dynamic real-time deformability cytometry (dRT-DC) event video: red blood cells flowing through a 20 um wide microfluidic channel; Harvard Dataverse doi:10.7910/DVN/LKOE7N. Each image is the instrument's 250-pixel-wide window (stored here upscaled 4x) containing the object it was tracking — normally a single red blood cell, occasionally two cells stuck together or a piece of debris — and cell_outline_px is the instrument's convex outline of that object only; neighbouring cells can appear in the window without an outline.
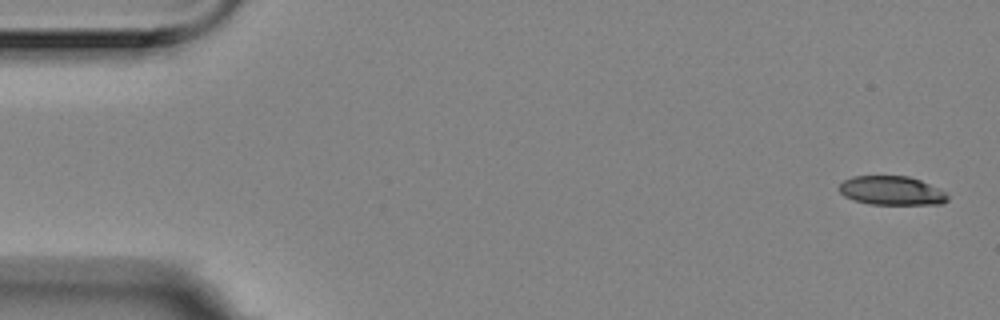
{"species": "Egyptian fruit bat (a non-hibernating species)", "species_latin": "Rousettus aegyptiacus", "temperature_condition": "room temperature", "stored_images_in_passage": 5, "camera_frame_rate_fps": 3000, "um_per_image_px": 0.085, "animal": {"sex": "female"}, "frame": {"image": 1, "passage_image": 1, "time_ms": 0.0, "image_size_px": [1000, 320], "cell_outline_px": [[948, 200], [944, 204], [868, 204], [852, 200], [844, 196], [836, 188], [844, 180], [852, 176], [908, 176], [920, 180], [944, 192], [948, 196]], "centroid_in_image_um": [75.73, 16.21], "position_along_channel_um": 9.3, "area_um2": 18.32}}
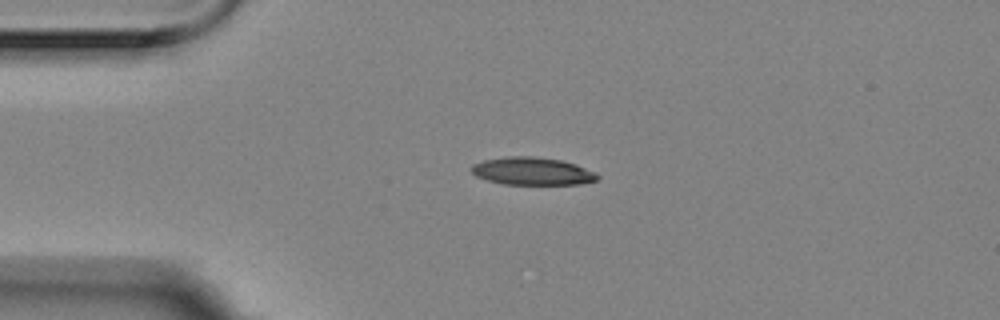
{"frame": {"image": 2, "passage_image": 4, "time_ms": 1.0, "image_size_px": [1000, 320], "cell_outline_px": [[600, 176], [596, 180], [580, 184], [504, 184], [488, 180], [476, 176], [468, 168], [472, 164], [484, 160], [508, 156], [532, 156], [560, 160], [576, 164], [596, 172]], "centroid_in_image_um": [45.23, 14.54], "position_along_channel_um": 39.8, "area_um2": 20.35}}